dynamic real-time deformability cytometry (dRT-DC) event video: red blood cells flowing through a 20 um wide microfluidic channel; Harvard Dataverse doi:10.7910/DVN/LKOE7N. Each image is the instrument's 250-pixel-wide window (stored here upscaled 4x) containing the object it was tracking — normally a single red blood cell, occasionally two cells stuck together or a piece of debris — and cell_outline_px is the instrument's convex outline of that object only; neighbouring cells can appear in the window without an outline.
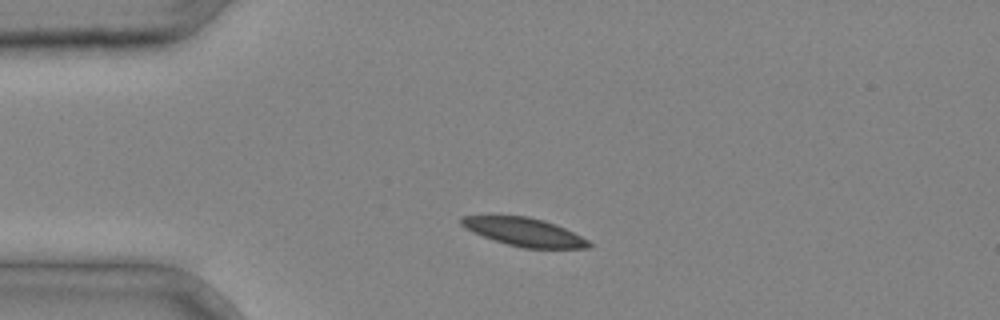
{"species": "common noctule bat (a hibernating species)", "species_latin": "Nyctalus noctula", "temperature_condition": "cold", "stored_images_in_passage": 1, "camera_frame_rate_fps": 3000, "um_per_image_px": 0.085, "animal": {"sex": "male", "body_mass_g": 20.4}, "frame": {"image": 1, "passage_image": 1, "time_ms": 0.0, "image_size_px": [1000, 320], "cell_outline_px": [[592, 244], [588, 248], [524, 248], [508, 244], [472, 232], [464, 228], [460, 224], [460, 216], [528, 216], [544, 220], [556, 224], [588, 240]], "centroid_in_image_um": [44.54, 19.71], "position_along_channel_um": 40.5, "area_um2": 20.75}}